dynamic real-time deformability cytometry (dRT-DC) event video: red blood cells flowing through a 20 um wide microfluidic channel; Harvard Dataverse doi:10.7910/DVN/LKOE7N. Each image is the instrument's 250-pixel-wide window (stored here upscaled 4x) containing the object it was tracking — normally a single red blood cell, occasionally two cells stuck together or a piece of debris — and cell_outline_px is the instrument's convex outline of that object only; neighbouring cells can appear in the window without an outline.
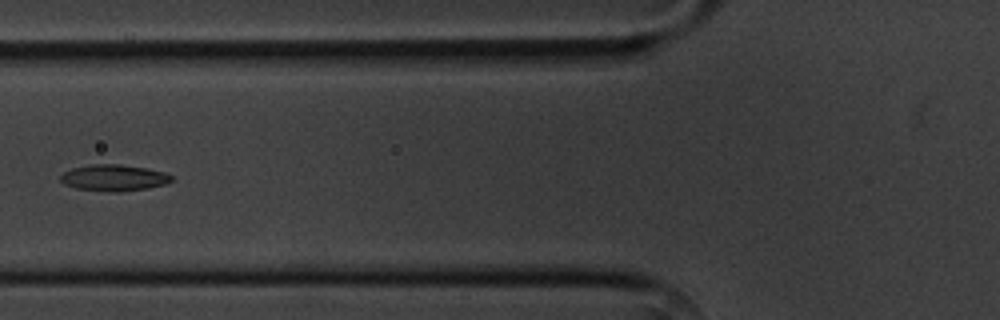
{"species": "common noctule bat (a hibernating species)", "species_latin": "Nyctalus noctula", "temperature_condition": "cold", "stored_images_in_passage": 8, "camera_frame_rate_fps": 3000, "um_per_image_px": 0.085, "animal": {"sex": "male", "body_mass_g": 20.1, "forearm_length_mm": 53.5}, "frame": {"image": 1, "passage_image": 5, "time_ms": 5.667, "image_size_px": [1000, 320], "cell_outline_px": [[172, 180], [168, 184], [148, 188], [120, 192], [104, 192], [76, 188], [64, 184], [60, 180], [60, 176], [64, 172], [72, 168], [92, 164], [120, 164], [148, 168], [164, 172], [172, 176]], "centroid_in_image_um": [9.69, 15.12], "position_along_channel_um": 116.1, "area_um2": 17.28}}
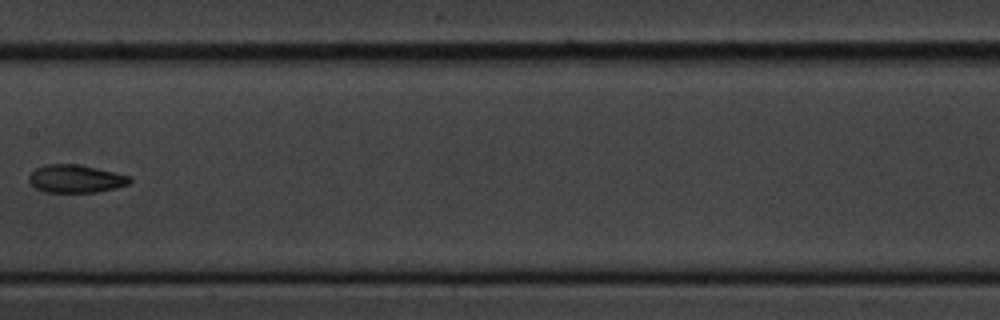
{"frame": {"image": 2, "passage_image": 7, "time_ms": 8.0, "image_size_px": [1000, 320], "cell_outline_px": [[132, 180], [128, 184], [116, 188], [96, 192], [44, 192], [36, 188], [28, 180], [28, 176], [36, 168], [48, 164], [76, 164], [96, 168], [132, 176]], "centroid_in_image_um": [6.45, 15.2], "position_along_channel_um": 201.0, "area_um2": 16.36}}
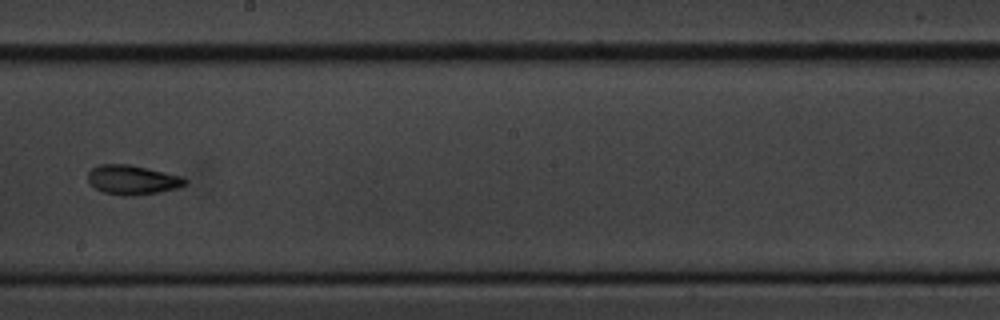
{"frame": {"image": 3, "passage_image": 8, "time_ms": 9.0, "image_size_px": [1000, 320], "cell_outline_px": [[188, 180], [180, 188], [160, 192], [132, 196], [120, 196], [104, 192], [88, 184], [88, 172], [92, 168], [100, 164], [128, 164], [148, 168], [180, 176]], "centroid_in_image_um": [11.24, 15.29], "position_along_channel_um": 237.0, "area_um2": 16.76}}